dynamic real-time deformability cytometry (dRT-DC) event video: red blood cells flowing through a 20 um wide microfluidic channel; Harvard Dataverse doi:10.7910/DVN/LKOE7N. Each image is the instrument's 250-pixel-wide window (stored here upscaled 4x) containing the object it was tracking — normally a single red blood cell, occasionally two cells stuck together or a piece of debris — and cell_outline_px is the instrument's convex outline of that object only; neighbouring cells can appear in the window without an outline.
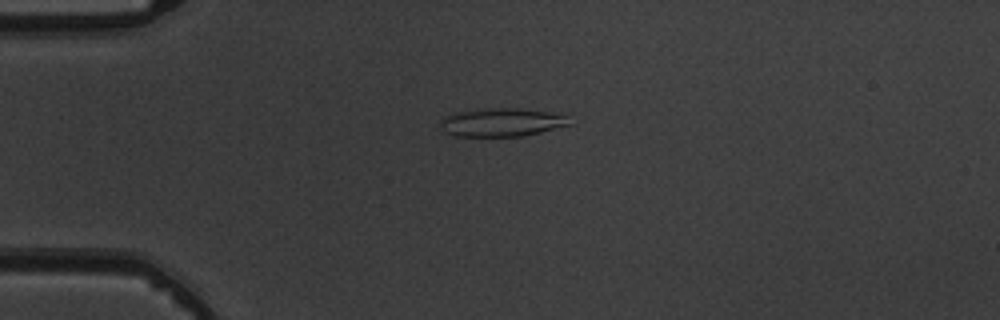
{"species": "common noctule bat (a hibernating species)", "species_latin": "Nyctalus noctula", "temperature_condition": "warm", "stored_images_in_passage": 6, "camera_frame_rate_fps": 3000, "um_per_image_px": 0.085, "animal": {"sex": "male", "body_mass_g": 19.5, "forearm_length_mm": 54.6}, "frame": {"image": 1, "passage_image": 4, "time_ms": 3.333, "image_size_px": [1000, 320], "cell_outline_px": [[572, 124], [524, 136], [456, 136], [444, 132], [440, 124], [440, 120], [444, 116], [452, 112], [488, 108], [524, 108], [552, 112], [564, 116]], "centroid_in_image_um": [42.6, 10.39], "position_along_channel_um": 42.4, "area_um2": 21.44}}